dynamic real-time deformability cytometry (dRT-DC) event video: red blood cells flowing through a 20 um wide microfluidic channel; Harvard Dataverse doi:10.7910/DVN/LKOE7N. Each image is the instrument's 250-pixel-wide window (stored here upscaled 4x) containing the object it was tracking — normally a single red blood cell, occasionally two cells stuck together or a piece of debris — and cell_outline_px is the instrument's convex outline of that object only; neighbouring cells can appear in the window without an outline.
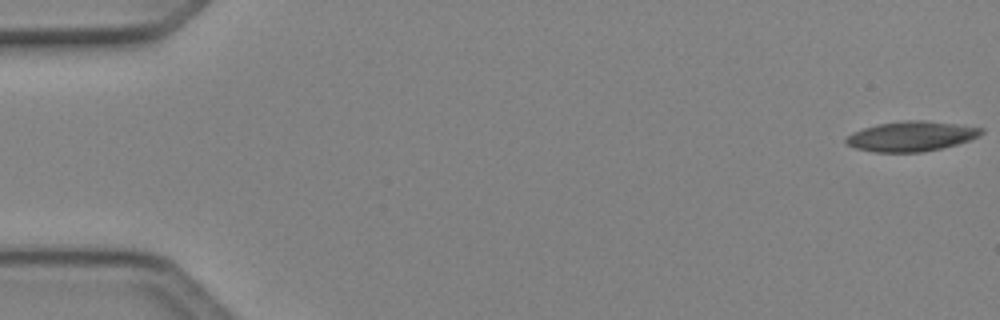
{"species": "Egyptian fruit bat (a non-hibernating species)", "species_latin": "Rousettus aegyptiacus", "temperature_condition": "cold", "stored_images_in_passage": 51, "camera_frame_rate_fps": 3000, "um_per_image_px": 0.085, "animal": {"sex": "female"}, "frame": {"image": 1, "passage_image": 1, "time_ms": 0.0, "image_size_px": [1000, 320], "cell_outline_px": [[984, 132], [968, 140], [956, 144], [924, 152], [872, 152], [856, 148], [844, 144], [844, 140], [852, 132], [876, 124], [904, 120], [924, 120], [956, 124], [984, 128]], "centroid_in_image_um": [77.4, 11.58], "position_along_channel_um": 7.6, "area_um2": 23.58}}
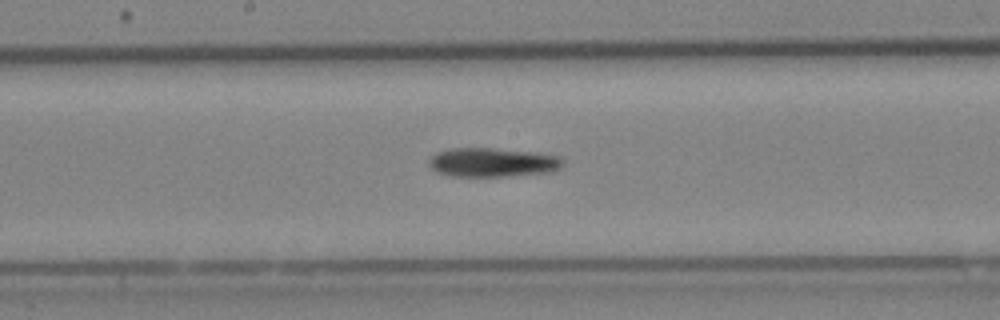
{"frame": {"image": 2, "passage_image": 28, "time_ms": 9.0, "image_size_px": [1000, 320], "cell_outline_px": [[564, 164], [560, 168], [552, 172], [504, 176], [452, 176], [436, 172], [428, 164], [428, 160], [436, 152], [448, 148], [492, 148], [536, 152], [560, 156], [564, 160]], "centroid_in_image_um": [41.88, 13.79], "position_along_channel_um": 206.3, "area_um2": 22.89}}
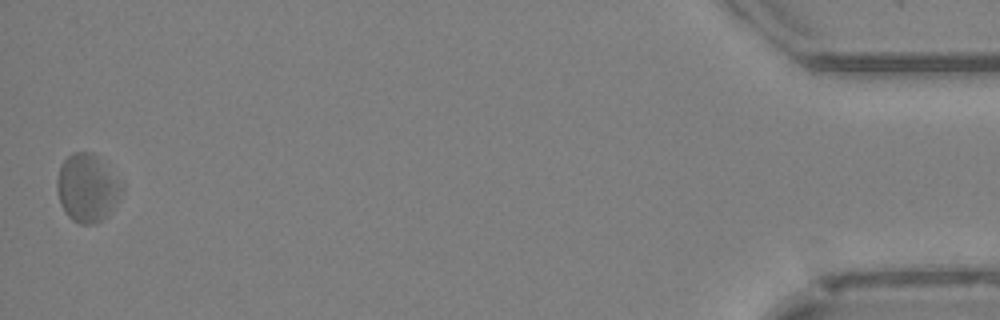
{"frame": {"image": 3, "passage_image": 51, "time_ms": 16.667, "image_size_px": [1000, 320], "cell_outline_px": [[124, 192], [108, 216], [92, 224], [80, 224], [72, 220], [64, 212], [60, 204], [56, 188], [56, 180], [60, 164], [72, 152], [92, 152], [124, 184]], "centroid_in_image_um": [7.41, 15.99], "position_along_channel_um": 427.8, "area_um2": 25.95}, "authors_computed_cell_mechanics": {"area_um2": 23.0044, "velocity_mm_per_s": 4.063, "shape_relaxation_time_tau1_ms": 11.1197, "shape_relaxation_time_tau2_ms": null, "deformation_change_tau1": 0.1253, "deformation_change_tau2": null}}